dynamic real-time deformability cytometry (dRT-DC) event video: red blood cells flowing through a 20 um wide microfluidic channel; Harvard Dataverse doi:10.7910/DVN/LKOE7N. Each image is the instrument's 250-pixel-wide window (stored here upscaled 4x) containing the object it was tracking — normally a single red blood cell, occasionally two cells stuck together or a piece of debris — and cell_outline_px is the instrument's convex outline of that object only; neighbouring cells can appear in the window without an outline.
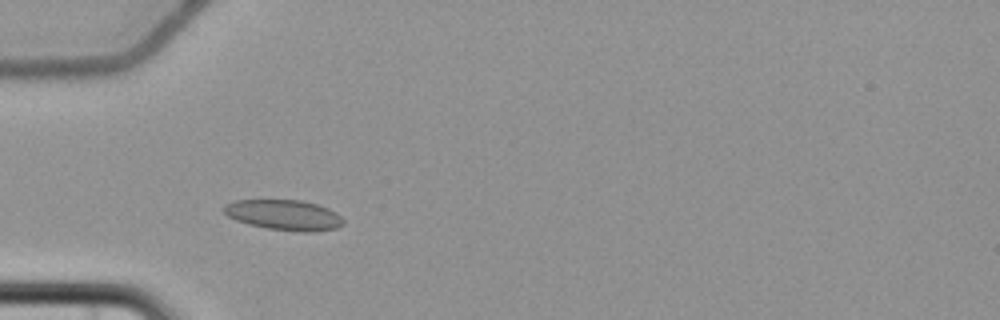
{"species": "common noctule bat (a hibernating species)", "species_latin": "Nyctalus noctula", "temperature_condition": "cold", "stored_images_in_passage": 2, "camera_frame_rate_fps": 3000, "um_per_image_px": 0.085, "animal": {"sex": "female", "body_mass_g": 22.7, "forearm_length_mm": 54.2}, "frame": {"image": 1, "passage_image": 2, "time_ms": 3.0, "image_size_px": [1000, 320], "cell_outline_px": [[344, 224], [336, 228], [312, 232], [304, 232], [268, 228], [248, 224], [236, 220], [228, 216], [224, 212], [224, 204], [236, 200], [304, 200], [328, 208], [336, 212], [344, 220]], "centroid_in_image_um": [24.16, 18.27], "position_along_channel_um": 60.8, "area_um2": 21.1}}